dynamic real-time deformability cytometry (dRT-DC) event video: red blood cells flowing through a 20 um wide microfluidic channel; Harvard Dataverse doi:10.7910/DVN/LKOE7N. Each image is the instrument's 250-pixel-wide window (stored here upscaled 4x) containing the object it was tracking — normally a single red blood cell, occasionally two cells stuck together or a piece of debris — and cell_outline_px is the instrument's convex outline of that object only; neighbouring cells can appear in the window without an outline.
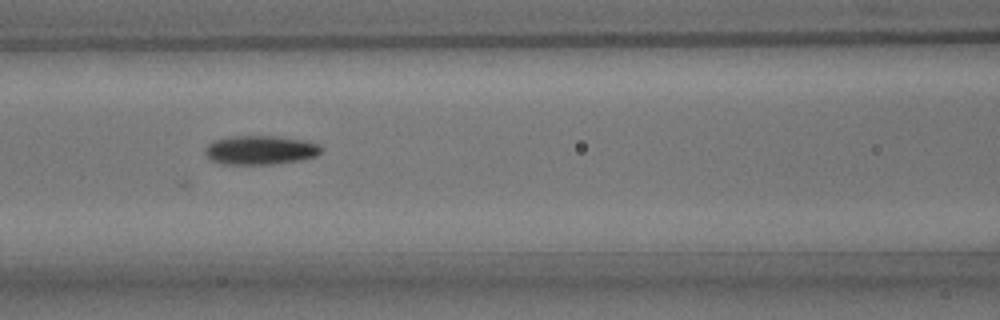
{"species": "common noctule bat (a hibernating species)", "species_latin": "Nyctalus noctula", "temperature_condition": "room temperature", "stored_images_in_passage": 44, "camera_frame_rate_fps": 3000, "um_per_image_px": 0.085, "animal": {"sex": "male", "body_mass_g": 15.6}, "frame": {"image": 1, "passage_image": 17, "time_ms": 5.333, "image_size_px": [1000, 320], "cell_outline_px": [[324, 148], [316, 156], [296, 160], [272, 164], [220, 164], [212, 160], [204, 152], [204, 148], [208, 144], [216, 140], [232, 136], [276, 136], [308, 140], [320, 144]], "centroid_in_image_um": [22.15, 12.74], "position_along_channel_um": 144.4, "area_um2": 19.65}}
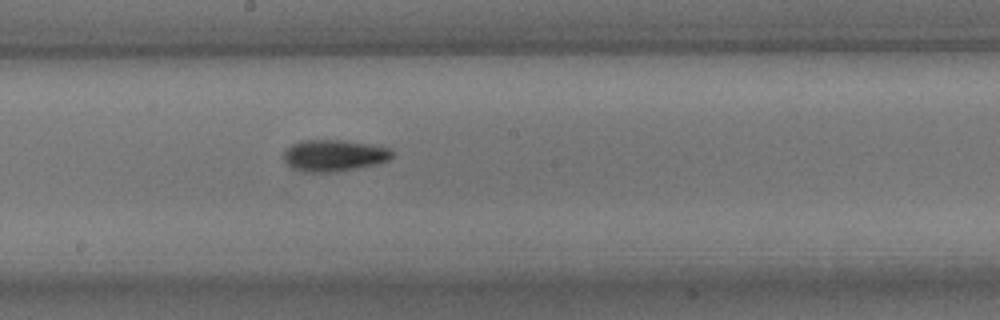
{"frame": {"image": 2, "passage_image": 23, "time_ms": 7.333, "image_size_px": [1000, 320], "cell_outline_px": [[392, 156], [388, 160], [376, 164], [336, 172], [304, 172], [292, 168], [284, 160], [284, 152], [292, 144], [300, 140], [340, 140], [368, 144], [388, 148], [392, 152]], "centroid_in_image_um": [28.35, 13.22], "position_along_channel_um": 219.8, "area_um2": 19.77}}
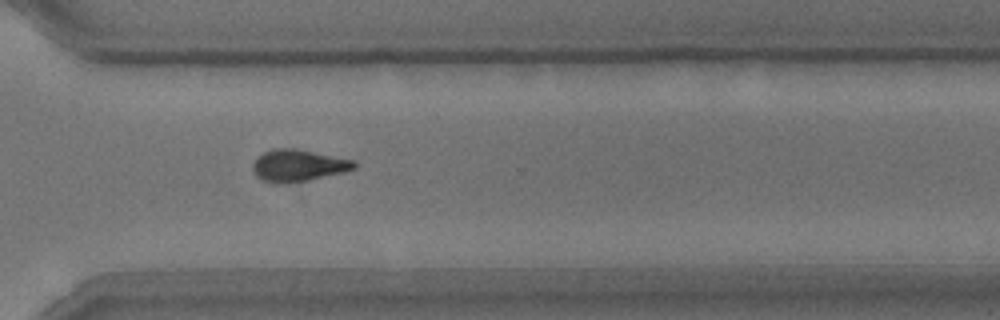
{"frame": {"image": 3, "passage_image": 33, "time_ms": 10.667, "image_size_px": [1000, 320], "cell_outline_px": [[356, 168], [344, 172], [308, 180], [288, 184], [280, 184], [260, 180], [256, 176], [252, 168], [252, 164], [264, 152], [272, 148], [296, 148], [352, 160], [356, 164]], "centroid_in_image_um": [25.31, 14.08], "position_along_channel_um": 345.3, "area_um2": 18.84}}